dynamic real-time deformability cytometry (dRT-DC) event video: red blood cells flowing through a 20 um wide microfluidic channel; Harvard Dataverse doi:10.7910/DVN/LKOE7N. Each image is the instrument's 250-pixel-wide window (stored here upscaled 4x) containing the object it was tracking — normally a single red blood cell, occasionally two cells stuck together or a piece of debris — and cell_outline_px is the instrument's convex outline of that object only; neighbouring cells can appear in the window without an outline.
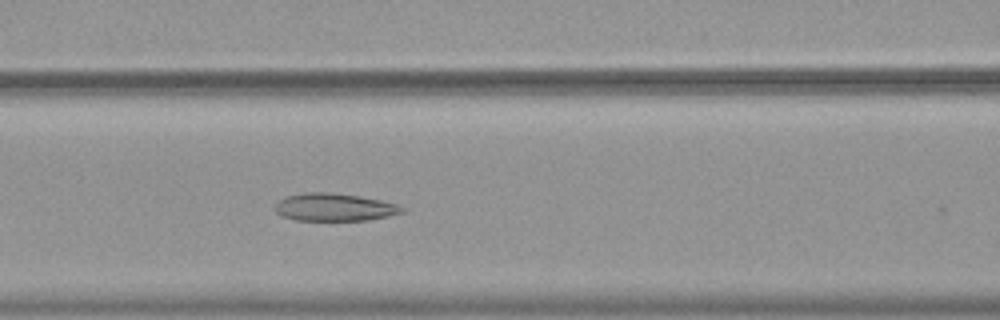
{"species": "common noctule bat (a hibernating species)", "species_latin": "Nyctalus noctula", "temperature_condition": "warm", "stored_images_in_passage": 39, "camera_frame_rate_fps": 3000, "um_per_image_px": 0.085, "animal": {"sex": "female", "body_mass_g": 19.9}, "frame": {"image": 1, "passage_image": 12, "time_ms": 3.667, "image_size_px": [1000, 320], "cell_outline_px": [[404, 208], [400, 212], [388, 216], [368, 220], [296, 220], [284, 216], [276, 212], [276, 204], [280, 200], [288, 196], [304, 192], [332, 192], [380, 200], [400, 204]], "centroid_in_image_um": [28.43, 17.61], "position_along_channel_um": 138.2, "area_um2": 20.17}}
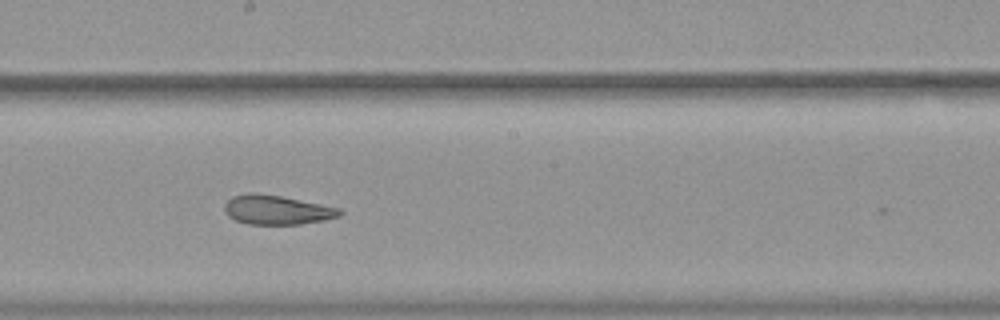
{"frame": {"image": 2, "passage_image": 19, "time_ms": 6.0, "image_size_px": [1000, 320], "cell_outline_px": [[344, 212], [340, 216], [324, 220], [300, 224], [248, 224], [236, 220], [228, 216], [224, 212], [224, 204], [232, 196], [248, 192], [256, 192], [280, 196], [340, 208]], "centroid_in_image_um": [23.51, 17.83], "position_along_channel_um": 224.7, "area_um2": 19.71}}
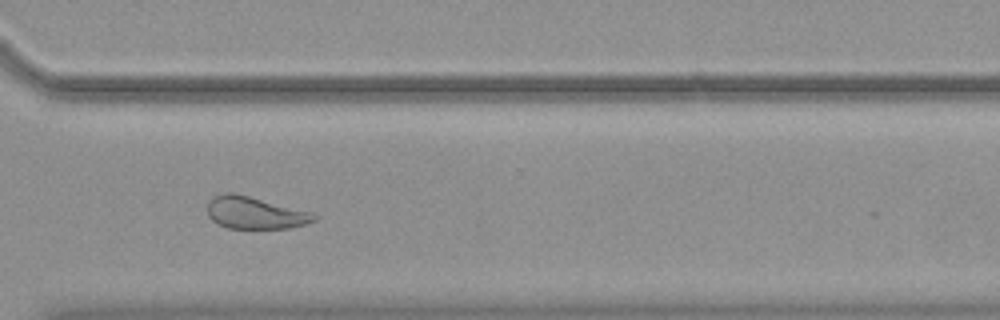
{"frame": {"image": 3, "passage_image": 29, "time_ms": 9.333, "image_size_px": [1000, 320], "cell_outline_px": [[320, 216], [316, 220], [304, 224], [288, 228], [228, 228], [216, 224], [208, 216], [208, 200], [212, 196], [224, 192], [232, 192], [316, 212]], "centroid_in_image_um": [21.7, 18.08], "position_along_channel_um": 348.9, "area_um2": 20.4}, "authors_computed_cell_mechanics": {"area_um2": 20.9814, "velocity_mm_per_s": 3.7213, "shape_relaxation_time_tau1_ms": null, "shape_relaxation_time_tau2_ms": 3.3636, "deformation_change_tau1": null, "deformation_change_tau2": 0.118}}